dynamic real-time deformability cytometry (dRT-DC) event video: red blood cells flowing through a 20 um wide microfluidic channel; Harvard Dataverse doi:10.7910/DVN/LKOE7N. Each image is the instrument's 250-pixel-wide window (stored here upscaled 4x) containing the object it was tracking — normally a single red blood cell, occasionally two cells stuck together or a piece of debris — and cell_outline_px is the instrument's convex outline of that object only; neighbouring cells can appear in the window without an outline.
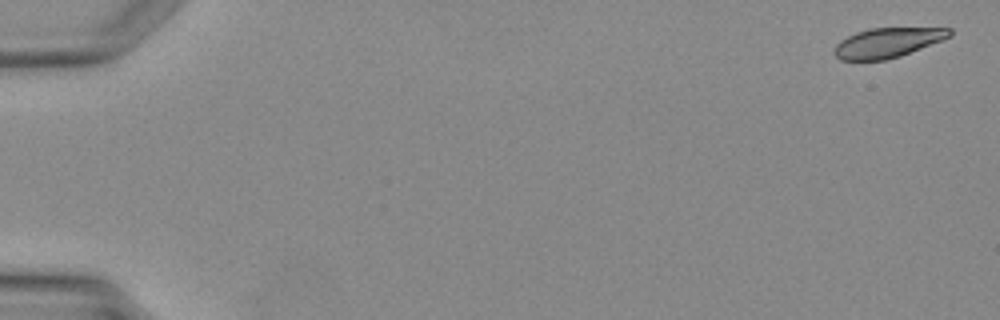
{"species": "Egyptian fruit bat (a non-hibernating species)", "species_latin": "Rousettus aegyptiacus", "temperature_condition": "warm", "stored_images_in_passage": 40, "camera_frame_rate_fps": 3000, "um_per_image_px": 0.085, "animal": {"sex": "female"}, "frame": {"image": 1, "passage_image": 1, "time_ms": 0.0, "image_size_px": [1000, 320], "cell_outline_px": [[952, 36], [900, 56], [884, 60], [840, 60], [832, 52], [836, 44], [840, 40], [856, 32], [868, 28], [952, 28]], "centroid_in_image_um": [75.41, 3.62], "position_along_channel_um": 9.6, "area_um2": 19.94}}
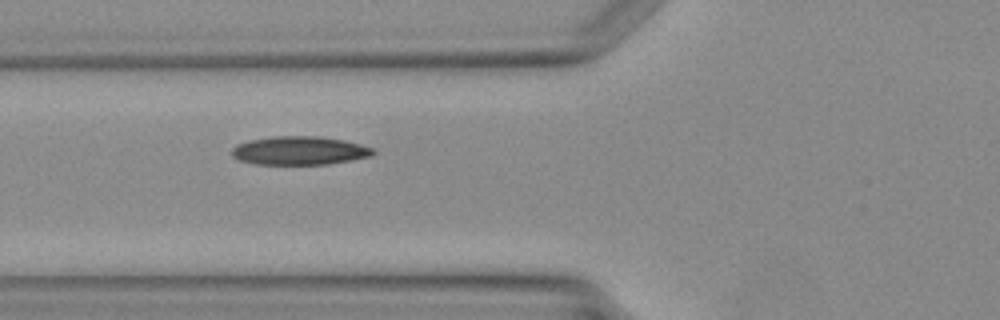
{"frame": {"image": 2, "passage_image": 16, "time_ms": 5.0, "image_size_px": [1000, 320], "cell_outline_px": [[376, 152], [372, 156], [352, 160], [328, 164], [256, 164], [240, 160], [232, 156], [232, 148], [236, 144], [248, 140], [272, 136], [320, 136], [344, 140], [360, 144], [372, 148]], "centroid_in_image_um": [25.46, 12.79], "position_along_channel_um": 100.3, "area_um2": 23.58}}
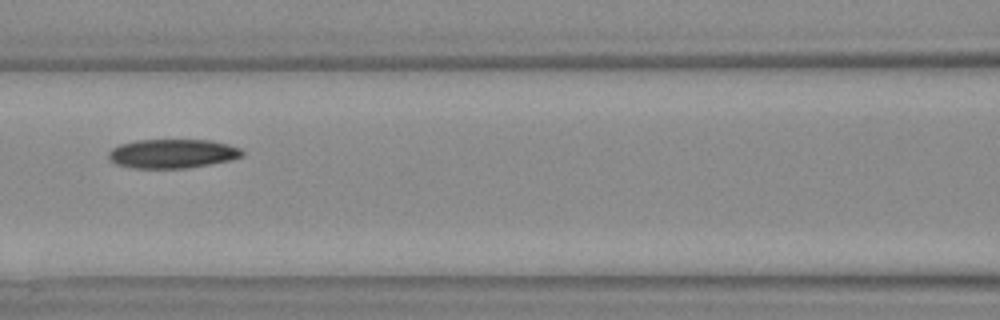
{"frame": {"image": 3, "passage_image": 19, "time_ms": 6.0, "image_size_px": [1000, 320], "cell_outline_px": [[244, 156], [228, 160], [188, 168], [132, 168], [116, 164], [108, 156], [108, 152], [112, 148], [120, 144], [136, 140], [212, 140], [228, 144], [240, 148], [244, 152]], "centroid_in_image_um": [14.66, 13.05], "position_along_channel_um": 151.9, "area_um2": 22.6}}